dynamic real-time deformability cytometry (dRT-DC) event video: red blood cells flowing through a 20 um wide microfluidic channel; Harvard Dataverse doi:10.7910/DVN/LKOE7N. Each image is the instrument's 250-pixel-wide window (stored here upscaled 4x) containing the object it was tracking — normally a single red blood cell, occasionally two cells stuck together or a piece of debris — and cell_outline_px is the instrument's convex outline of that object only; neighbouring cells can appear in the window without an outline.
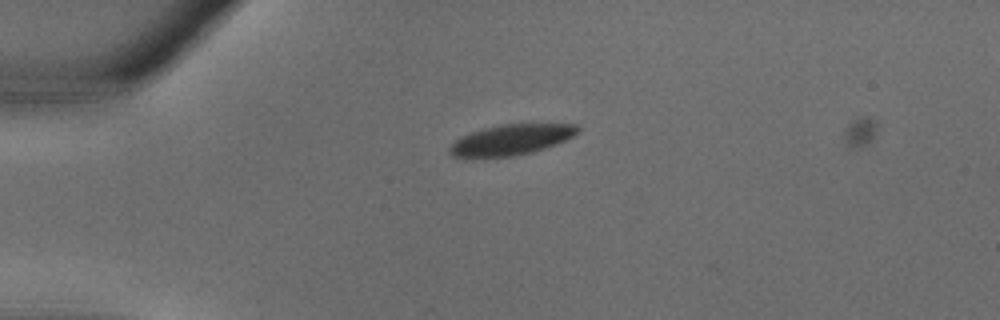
{"species": "common noctule bat (a hibernating species)", "species_latin": "Nyctalus noctula", "temperature_condition": "warm", "stored_images_in_passage": 20, "camera_frame_rate_fps": 3000, "um_per_image_px": 0.085, "animal": {"sex": "male", "body_mass_g": 18.8}, "frame": {"image": 1, "passage_image": 3, "time_ms": 0.667, "image_size_px": [1000, 320], "cell_outline_px": [[580, 132], [556, 144], [532, 152], [512, 156], [452, 156], [448, 152], [448, 148], [460, 136], [484, 128], [500, 124], [580, 124]], "centroid_in_image_um": [43.48, 11.85], "position_along_channel_um": 41.5, "area_um2": 22.48}}
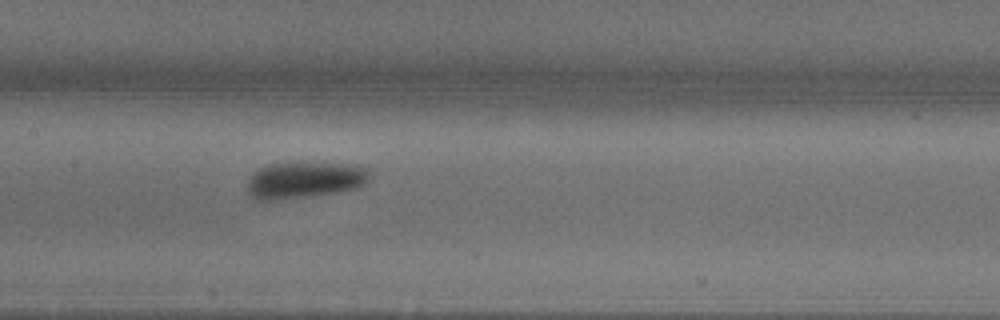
{"frame": {"image": 2, "passage_image": 12, "time_ms": 3.667, "image_size_px": [1000, 320], "cell_outline_px": [[368, 180], [364, 184], [356, 188], [308, 196], [280, 200], [260, 200], [252, 196], [248, 192], [248, 180], [260, 168], [268, 164], [288, 160], [300, 160], [356, 164], [368, 168]], "centroid_in_image_um": [25.89, 15.23], "position_along_channel_um": 181.5, "area_um2": 26.7}}
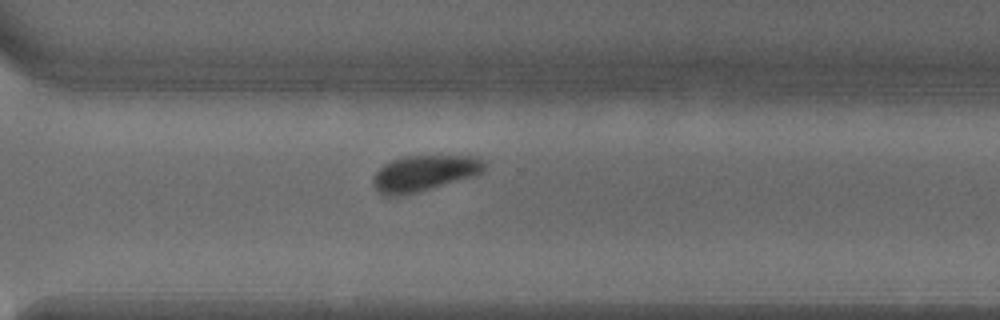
{"frame": {"image": 3, "passage_image": 20, "time_ms": 6.333, "image_size_px": [1000, 320], "cell_outline_px": [[484, 168], [480, 172], [472, 176], [432, 188], [400, 196], [384, 196], [376, 188], [372, 180], [376, 172], [384, 164], [392, 160], [404, 156], [476, 156], [484, 164]], "centroid_in_image_um": [36.0, 14.72], "position_along_channel_um": 334.6, "area_um2": 22.77}}